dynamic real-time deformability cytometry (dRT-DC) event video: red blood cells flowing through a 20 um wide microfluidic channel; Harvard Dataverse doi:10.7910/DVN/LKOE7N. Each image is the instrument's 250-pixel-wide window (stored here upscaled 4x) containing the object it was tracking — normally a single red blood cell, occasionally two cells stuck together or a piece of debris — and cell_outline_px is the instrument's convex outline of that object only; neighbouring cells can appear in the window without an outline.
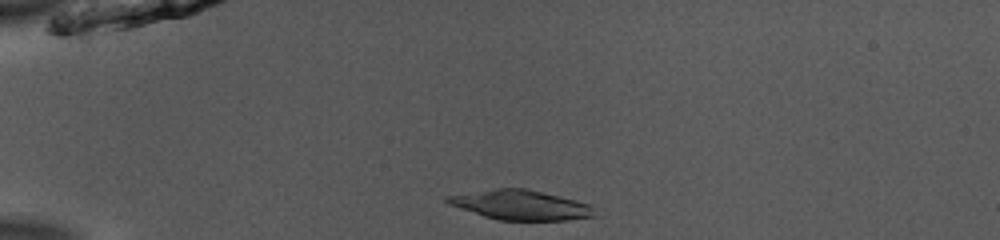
{"species": "common noctule bat (a hibernating species)", "species_latin": "Nyctalus noctula", "temperature_condition": "room temperature", "stored_images_in_passage": 39, "camera_frame_rate_fps": 3000, "um_per_image_px": 0.085, "animal": {"sex": "male", "body_mass_g": 13.0, "forearm_length_mm": 53.1}, "frame": {"image": 1, "passage_image": 1, "time_ms": 0.0, "image_size_px": [1000, 240], "cell_outline_px": [[596, 216], [568, 220], [496, 220], [448, 204], [444, 200], [444, 196], [496, 188], [524, 188], [576, 200], [588, 204], [592, 208]], "centroid_in_image_um": [44.22, 17.42], "position_along_channel_um": 40.8, "area_um2": 25.26}}
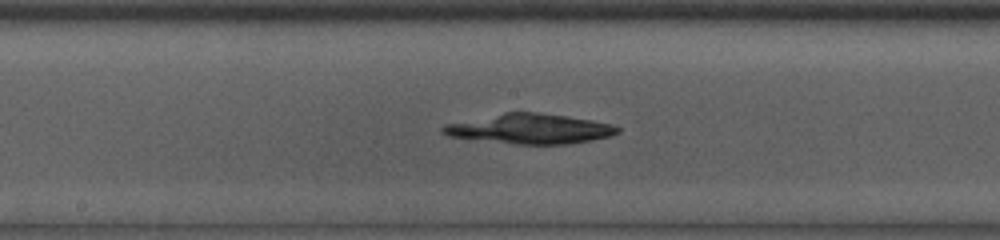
{"frame": {"image": 2, "passage_image": 16, "time_ms": 5.0, "image_size_px": [1000, 240], "cell_outline_px": [[620, 132], [608, 136], [568, 144], [516, 144], [448, 136], [440, 132], [440, 128], [444, 124], [504, 112], [536, 112], [568, 116], [592, 120], [612, 124], [620, 128]], "centroid_in_image_um": [45.01, 10.94], "position_along_channel_um": 203.2, "area_um2": 30.29}}
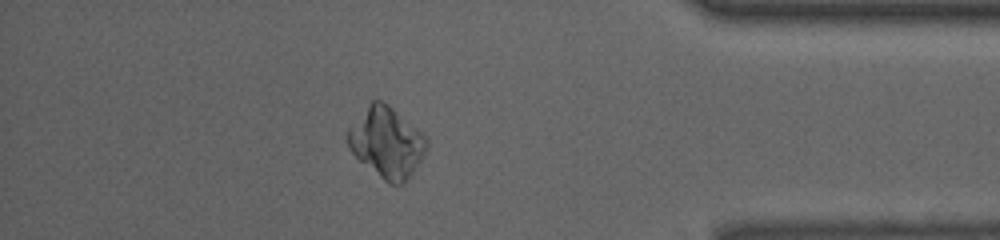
{"frame": {"image": 3, "passage_image": 33, "time_ms": 10.667, "image_size_px": [1000, 240], "cell_outline_px": [[428, 148], [404, 184], [388, 184], [360, 160], [348, 148], [348, 128], [372, 100], [380, 100], [388, 104], [424, 132], [428, 140]], "centroid_in_image_um": [32.89, 12.09], "position_along_channel_um": 402.3, "area_um2": 32.14}}